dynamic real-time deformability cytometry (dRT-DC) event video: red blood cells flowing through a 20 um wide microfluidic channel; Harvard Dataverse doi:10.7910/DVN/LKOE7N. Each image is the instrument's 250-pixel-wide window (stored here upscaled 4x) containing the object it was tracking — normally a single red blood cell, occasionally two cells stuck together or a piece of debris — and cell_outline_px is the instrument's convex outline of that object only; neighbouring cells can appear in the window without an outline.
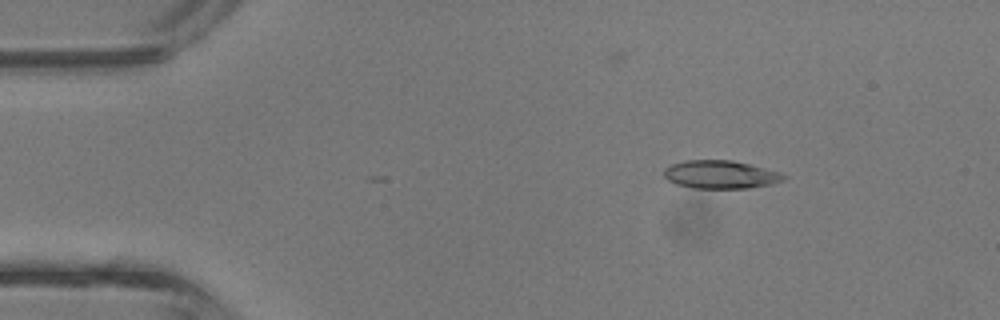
{"species": "common noctule bat (a hibernating species)", "species_latin": "Nyctalus noctula", "temperature_condition": "room temperature", "stored_images_in_passage": 41, "camera_frame_rate_fps": 3000, "um_per_image_px": 0.085, "animal": {"sex": "male", "body_mass_g": 13.3}, "frame": {"image": 1, "passage_image": 6, "time_ms": 1.667, "image_size_px": [1000, 320], "cell_outline_px": [[788, 176], [784, 180], [772, 184], [748, 188], [692, 188], [676, 184], [668, 180], [664, 176], [664, 168], [672, 164], [684, 160], [732, 160], [780, 172]], "centroid_in_image_um": [61.24, 14.84], "position_along_channel_um": 23.8, "area_um2": 19.65}}
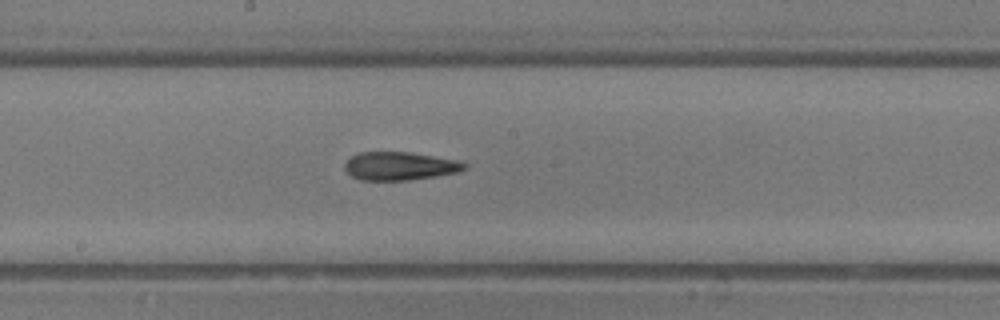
{"frame": {"image": 2, "passage_image": 22, "time_ms": 7.0, "image_size_px": [1000, 320], "cell_outline_px": [[468, 168], [456, 172], [436, 176], [408, 180], [360, 180], [352, 176], [344, 168], [344, 164], [352, 156], [360, 152], [408, 152], [456, 160], [468, 164]], "centroid_in_image_um": [33.98, 14.12], "position_along_channel_um": 214.2, "area_um2": 19.54}}
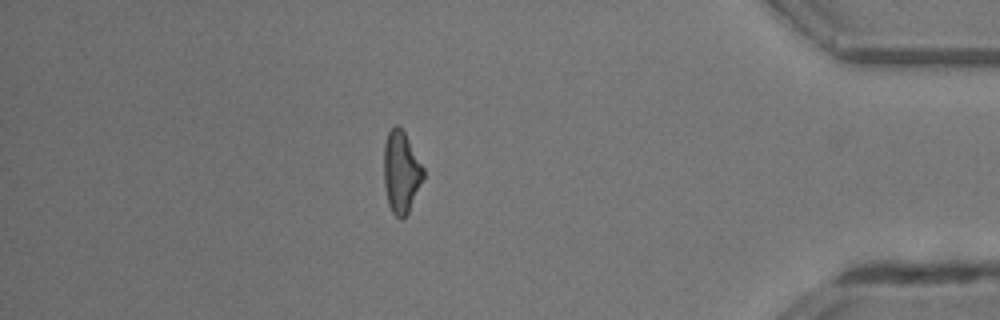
{"frame": {"image": 3, "passage_image": 36, "time_ms": 11.667, "image_size_px": [1000, 320], "cell_outline_px": [[424, 176], [408, 212], [400, 220], [392, 212], [388, 204], [384, 184], [384, 144], [388, 132], [396, 124], [404, 132], [424, 168]], "centroid_in_image_um": [34.08, 14.62], "position_along_channel_um": 401.1, "area_um2": 18.55}, "authors_computed_cell_mechanics": {"area_um2": 19.4786, "velocity_mm_per_s": 4.9258, "shape_relaxation_time_tau1_ms": 10.1305, "shape_relaxation_time_tau2_ms": 2.439, "deformation_change_tau1": 0.3007, "deformation_change_tau2": 0.1275}}